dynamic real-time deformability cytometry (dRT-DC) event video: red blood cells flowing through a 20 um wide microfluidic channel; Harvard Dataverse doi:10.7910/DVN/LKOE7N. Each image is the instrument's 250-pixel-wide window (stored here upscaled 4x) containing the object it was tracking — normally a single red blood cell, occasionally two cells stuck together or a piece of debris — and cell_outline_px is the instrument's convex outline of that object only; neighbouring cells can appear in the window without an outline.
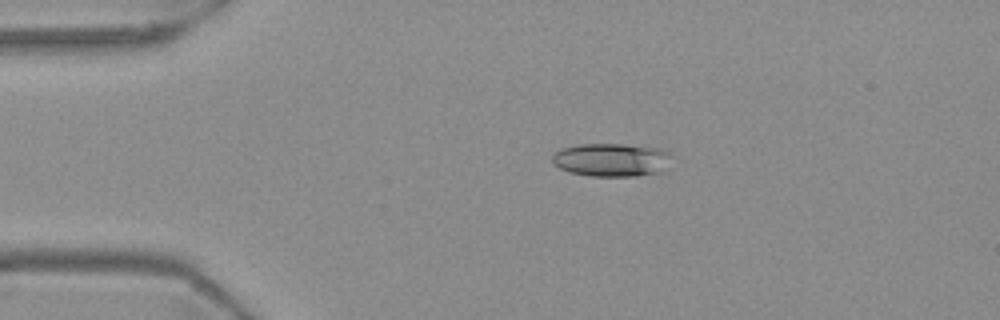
{"species": "Egyptian fruit bat (a non-hibernating species)", "species_latin": "Rousettus aegyptiacus", "temperature_condition": "warm", "stored_images_in_passage": 45, "camera_frame_rate_fps": 3000, "um_per_image_px": 0.085, "frame": {"image": 1, "passage_image": 2, "time_ms": 0.333, "image_size_px": [1000, 320], "cell_outline_px": [[676, 156], [668, 168], [660, 172], [636, 176], [588, 176], [568, 172], [552, 164], [552, 156], [560, 148], [576, 144], [624, 144], [660, 148]], "centroid_in_image_um": [52.03, 13.58], "position_along_channel_um": 33.0, "area_um2": 23.81}}
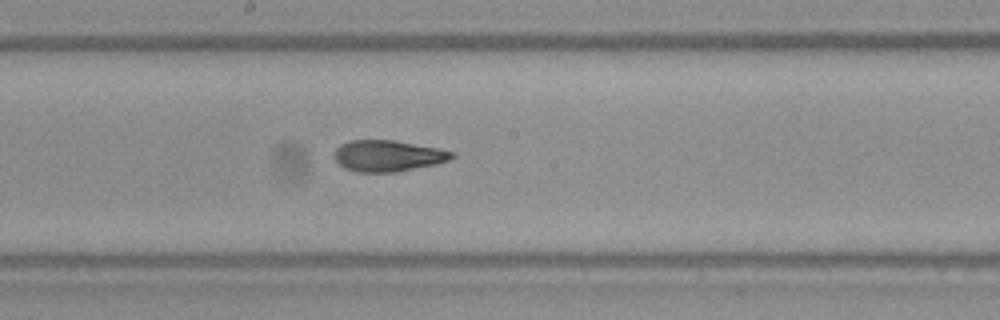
{"frame": {"image": 2, "passage_image": 20, "time_ms": 6.333, "image_size_px": [1000, 320], "cell_outline_px": [[456, 156], [448, 160], [436, 164], [396, 172], [356, 172], [344, 168], [336, 160], [336, 148], [340, 144], [348, 140], [392, 140], [436, 148], [456, 152]], "centroid_in_image_um": [32.98, 13.25], "position_along_channel_um": 215.2, "area_um2": 21.27}}
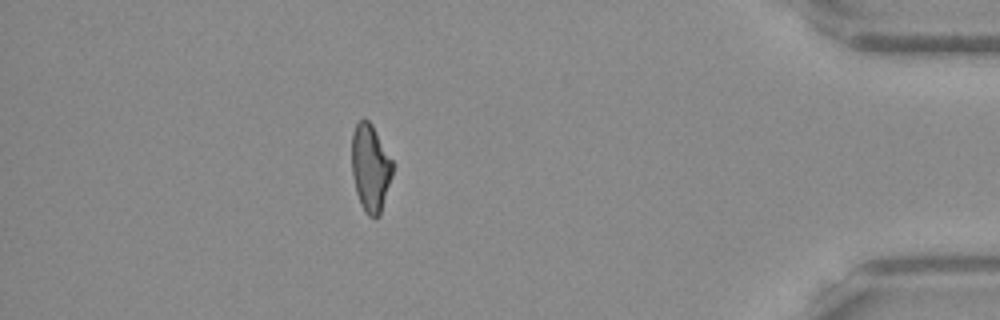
{"frame": {"image": 3, "passage_image": 39, "time_ms": 12.667, "image_size_px": [1000, 320], "cell_outline_px": [[392, 176], [380, 216], [368, 216], [360, 204], [356, 192], [352, 172], [352, 132], [356, 124], [364, 116], [372, 124], [392, 160]], "centroid_in_image_um": [31.47, 14.26], "position_along_channel_um": 403.7, "area_um2": 20.75}, "authors_computed_cell_mechanics": {"area_um2": 21.5594, "velocity_mm_per_s": 3.7247, "shape_relaxation_time_tau1_ms": null, "shape_relaxation_time_tau2_ms": 1.8993, "deformation_change_tau1": null, "deformation_change_tau2": 0.0943}}